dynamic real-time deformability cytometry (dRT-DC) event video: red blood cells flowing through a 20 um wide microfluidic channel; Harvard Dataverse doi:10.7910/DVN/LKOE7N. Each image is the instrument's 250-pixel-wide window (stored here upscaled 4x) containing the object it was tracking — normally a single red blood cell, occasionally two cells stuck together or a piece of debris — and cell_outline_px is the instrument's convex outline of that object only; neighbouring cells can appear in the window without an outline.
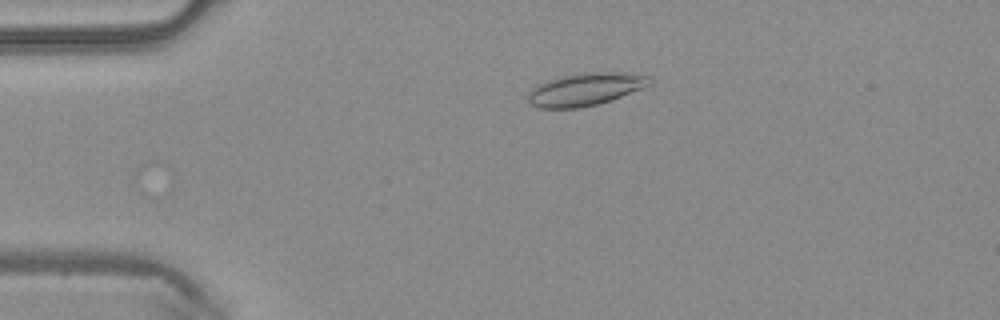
{"species": "common noctule bat (a hibernating species)", "species_latin": "Nyctalus noctula", "temperature_condition": "warm", "stored_images_in_passage": 49, "camera_frame_rate_fps": 3000, "um_per_image_px": 0.085, "animal": {"sex": "male", "body_mass_g": 20.4}, "frame": {"image": 1, "passage_image": 11, "time_ms": 3.333, "image_size_px": [1000, 320], "cell_outline_px": [[652, 84], [620, 96], [596, 104], [576, 108], [540, 108], [532, 104], [528, 100], [528, 92], [536, 84], [548, 80], [564, 76], [584, 72], [620, 72], [652, 76]], "centroid_in_image_um": [49.75, 7.57], "position_along_channel_um": 35.2, "area_um2": 22.89}}
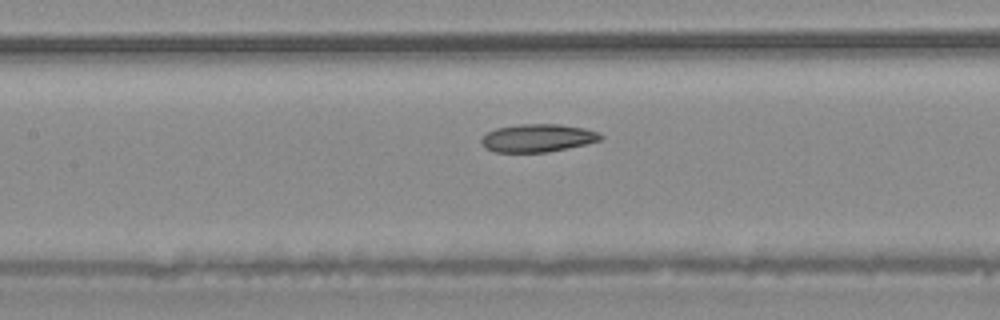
{"frame": {"image": 2, "passage_image": 23, "time_ms": 7.333, "image_size_px": [1000, 320], "cell_outline_px": [[604, 136], [600, 140], [568, 148], [548, 152], [496, 152], [484, 148], [480, 140], [488, 132], [496, 128], [520, 124], [560, 124], [584, 128], [596, 132]], "centroid_in_image_um": [45.68, 11.73], "position_along_channel_um": 161.7, "area_um2": 19.31}}
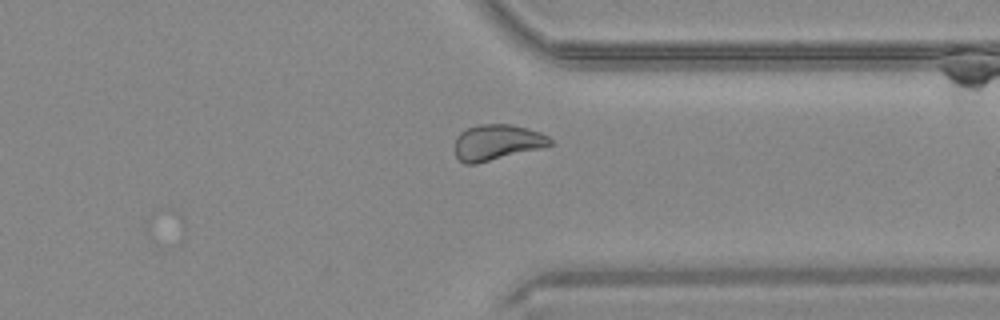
{"frame": {"image": 3, "passage_image": 38, "time_ms": 12.333, "image_size_px": [1000, 320], "cell_outline_px": [[552, 144], [540, 148], [476, 164], [464, 164], [456, 156], [456, 136], [460, 132], [476, 124], [512, 124], [528, 128], [540, 132], [548, 136], [552, 140]], "centroid_in_image_um": [42.24, 12.08], "position_along_channel_um": 369.2, "area_um2": 19.77}, "authors_computed_cell_mechanics": {"area_um2": 21.1548, "velocity_mm_per_s": 4.1629, "shape_relaxation_time_tau1_ms": null, "shape_relaxation_time_tau2_ms": 2.925, "deformation_change_tau1": null, "deformation_change_tau2": 0.0768}}